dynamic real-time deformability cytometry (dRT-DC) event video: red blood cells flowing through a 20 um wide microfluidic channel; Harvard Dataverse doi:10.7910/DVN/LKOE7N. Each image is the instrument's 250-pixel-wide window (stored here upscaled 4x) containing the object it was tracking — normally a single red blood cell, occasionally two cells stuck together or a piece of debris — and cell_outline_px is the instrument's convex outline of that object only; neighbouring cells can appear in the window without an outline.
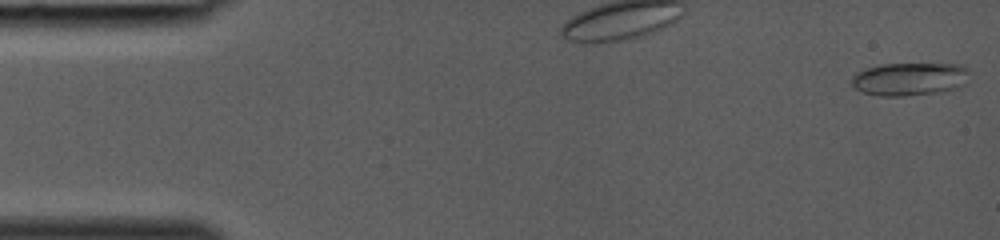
{"species": "common noctule bat (a hibernating species)", "species_latin": "Nyctalus noctula", "temperature_condition": "room temperature", "stored_images_in_passage": 38, "camera_frame_rate_fps": 3000, "um_per_image_px": 0.085, "animal": {"sex": "female", "body_mass_g": 19.0, "forearm_length_mm": 53.3}, "frame": {"image": 1, "passage_image": 1, "time_ms": 0.0, "image_size_px": [1000, 240], "cell_outline_px": [[968, 72], [964, 84], [956, 88], [944, 92], [904, 96], [880, 96], [860, 92], [852, 84], [852, 76], [856, 72], [880, 64], [964, 64], [968, 68]], "centroid_in_image_um": [77.32, 6.72], "position_along_channel_um": 7.7, "area_um2": 22.83}}
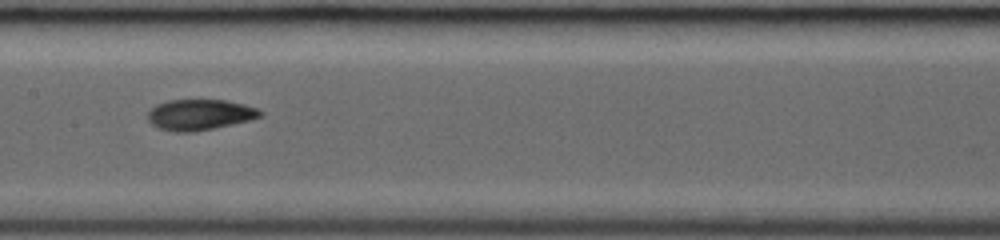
{"frame": {"image": 2, "passage_image": 20, "time_ms": 6.333, "image_size_px": [1000, 240], "cell_outline_px": [[264, 116], [248, 120], [212, 128], [192, 132], [176, 132], [156, 128], [148, 120], [148, 112], [156, 104], [168, 100], [224, 100], [244, 104], [256, 108], [264, 112]], "centroid_in_image_um": [16.96, 9.74], "position_along_channel_um": 190.4, "area_um2": 20.06}}
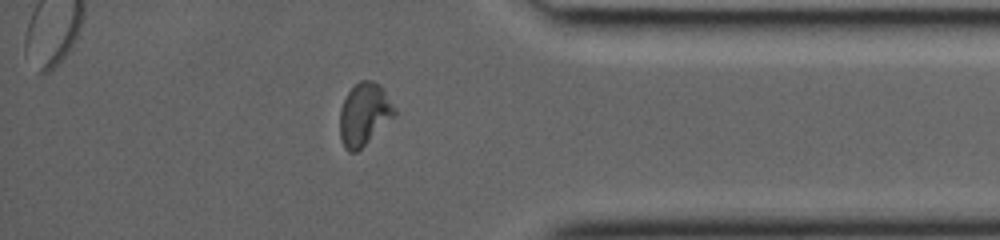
{"frame": {"image": 3, "passage_image": 33, "time_ms": 10.667, "image_size_px": [1000, 240], "cell_outline_px": [[396, 116], [356, 152], [348, 152], [344, 148], [340, 136], [340, 108], [348, 92], [360, 80], [372, 80], [380, 84], [396, 108]], "centroid_in_image_um": [30.97, 9.7], "position_along_channel_um": 404.2, "area_um2": 19.94}}